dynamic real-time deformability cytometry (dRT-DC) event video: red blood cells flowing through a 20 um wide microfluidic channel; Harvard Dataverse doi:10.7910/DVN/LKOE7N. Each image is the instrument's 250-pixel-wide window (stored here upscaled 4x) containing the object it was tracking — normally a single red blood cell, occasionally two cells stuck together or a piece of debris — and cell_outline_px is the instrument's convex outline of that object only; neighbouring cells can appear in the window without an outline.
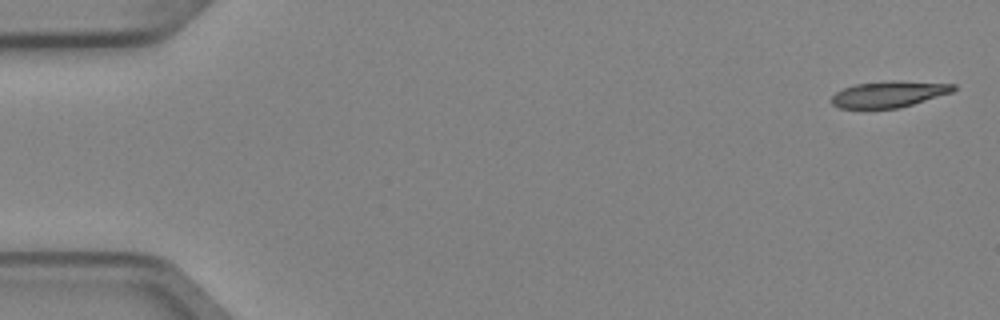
{"species": "Egyptian fruit bat (a non-hibernating species)", "species_latin": "Rousettus aegyptiacus", "temperature_condition": "cold", "stored_images_in_passage": 3, "camera_frame_rate_fps": 3000, "um_per_image_px": 0.085, "animal": {"sex": "female"}, "frame": {"image": 1, "passage_image": 1, "time_ms": 0.0, "image_size_px": [1000, 320], "cell_outline_px": [[956, 88], [952, 92], [912, 104], [896, 108], [840, 108], [832, 104], [832, 96], [836, 92], [844, 88], [856, 84], [892, 80], [956, 84]], "centroid_in_image_um": [75.56, 7.99], "position_along_channel_um": 9.4, "area_um2": 18.38}}